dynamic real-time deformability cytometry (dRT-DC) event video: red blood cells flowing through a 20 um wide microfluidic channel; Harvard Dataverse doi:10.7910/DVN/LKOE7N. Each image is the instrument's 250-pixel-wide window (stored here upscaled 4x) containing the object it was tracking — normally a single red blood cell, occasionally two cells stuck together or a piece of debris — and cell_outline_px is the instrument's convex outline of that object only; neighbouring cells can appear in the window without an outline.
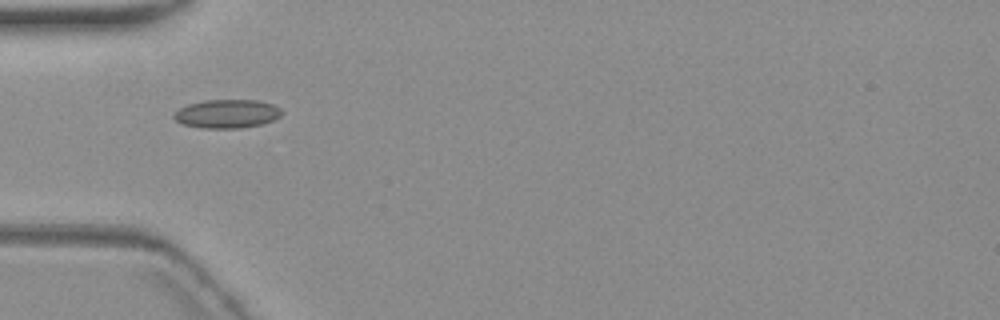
{"species": "common noctule bat (a hibernating species)", "species_latin": "Nyctalus noctula", "temperature_condition": "warm", "stored_images_in_passage": 6, "camera_frame_rate_fps": 3000, "um_per_image_px": 0.085, "animal": {"sex": "female", "body_mass_g": 19.3, "forearm_length_mm": 54.1}, "frame": {"image": 1, "passage_image": 1, "time_ms": 0.0, "image_size_px": [1000, 320], "cell_outline_px": [[284, 112], [280, 116], [272, 120], [260, 124], [240, 128], [204, 128], [180, 124], [172, 116], [180, 108], [188, 104], [204, 100], [256, 100], [272, 104], [280, 108]], "centroid_in_image_um": [19.28, 9.67], "position_along_channel_um": 65.7, "area_um2": 17.92}}
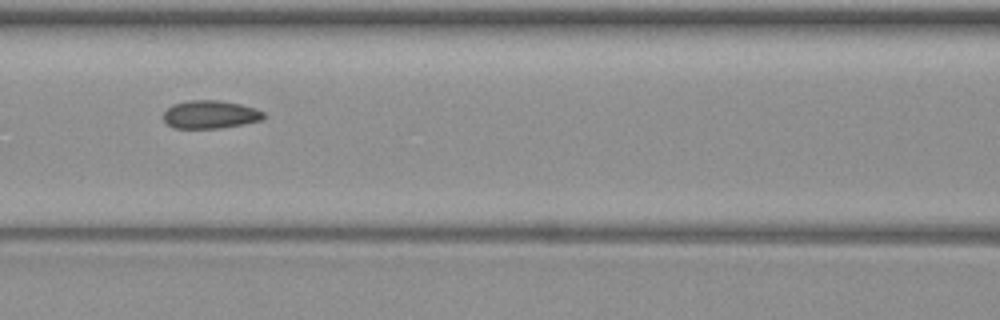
{"frame": {"image": 2, "passage_image": 3, "time_ms": 2.333, "image_size_px": [1000, 320], "cell_outline_px": [[264, 120], [220, 128], [172, 128], [164, 120], [164, 112], [172, 104], [188, 100], [220, 100], [240, 104], [256, 108], [264, 112]], "centroid_in_image_um": [17.88, 9.72], "position_along_channel_um": 148.7, "area_um2": 16.47}}
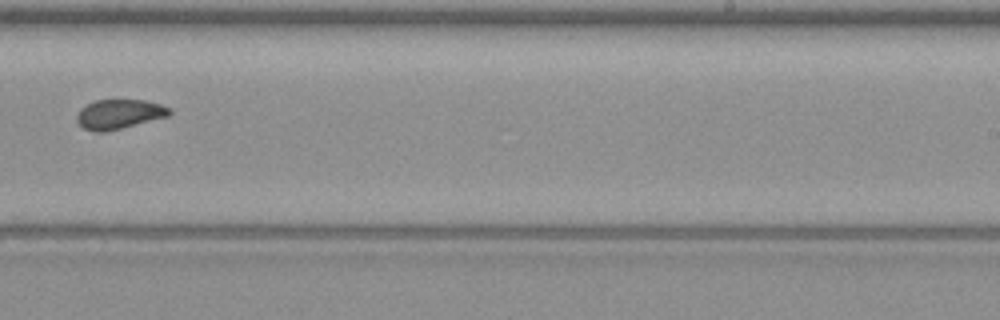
{"frame": {"image": 3, "passage_image": 6, "time_ms": 6.0, "image_size_px": [1000, 320], "cell_outline_px": [[172, 112], [168, 116], [104, 132], [92, 132], [84, 128], [76, 120], [76, 116], [80, 108], [96, 100], [144, 100], [160, 104], [168, 108]], "centroid_in_image_um": [10.09, 9.7], "position_along_channel_um": 278.9, "area_um2": 15.72}}